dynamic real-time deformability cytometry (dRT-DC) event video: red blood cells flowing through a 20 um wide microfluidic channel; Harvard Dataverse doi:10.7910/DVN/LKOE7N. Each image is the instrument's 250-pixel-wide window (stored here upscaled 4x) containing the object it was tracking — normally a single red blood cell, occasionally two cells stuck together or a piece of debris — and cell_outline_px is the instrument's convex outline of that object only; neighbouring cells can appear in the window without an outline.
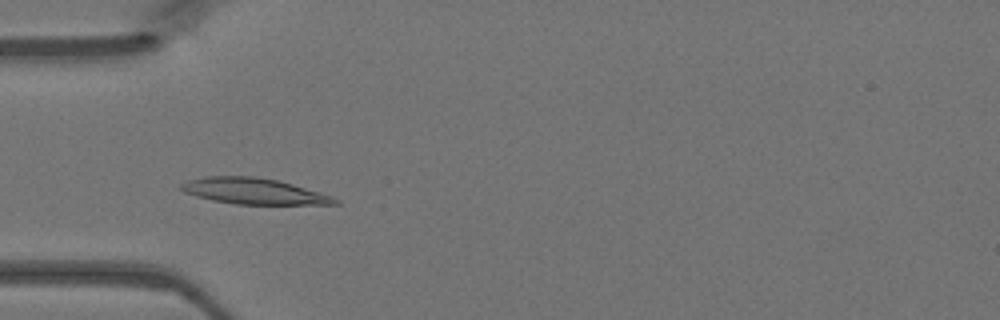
{"species": "Egyptian fruit bat (a non-hibernating species)", "species_latin": "Rousettus aegyptiacus", "temperature_condition": "warm", "stored_images_in_passage": 27, "camera_frame_rate_fps": 3000, "um_per_image_px": 0.085, "animal": {"sex": "female"}, "frame": {"image": 1, "passage_image": 11, "time_ms": 3.333, "image_size_px": [1000, 320], "cell_outline_px": [[340, 204], [236, 204], [212, 200], [196, 196], [184, 192], [180, 188], [180, 184], [188, 180], [204, 176], [252, 176], [276, 180], [292, 184], [320, 192], [332, 196], [340, 200]], "centroid_in_image_um": [21.56, 16.25], "position_along_channel_um": 63.4, "area_um2": 23.18}}
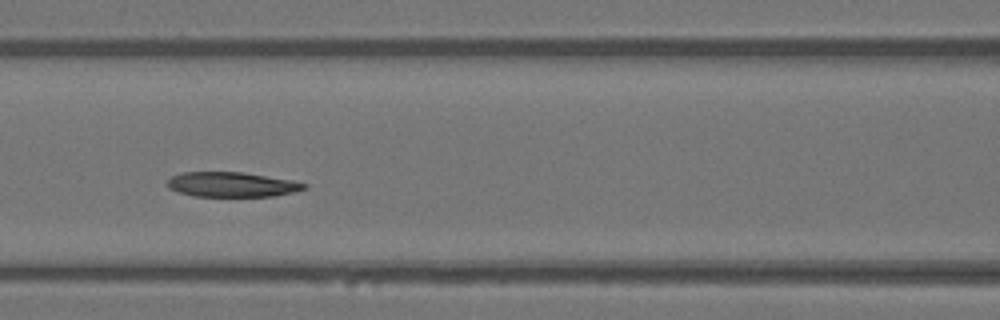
{"frame": {"image": 2, "passage_image": 17, "time_ms": 5.333, "image_size_px": [1000, 320], "cell_outline_px": [[308, 188], [276, 196], [196, 196], [180, 192], [168, 188], [164, 184], [172, 176], [180, 172], [244, 172], [292, 180], [308, 184]], "centroid_in_image_um": [19.7, 15.67], "position_along_channel_um": 146.9, "area_um2": 19.88}}
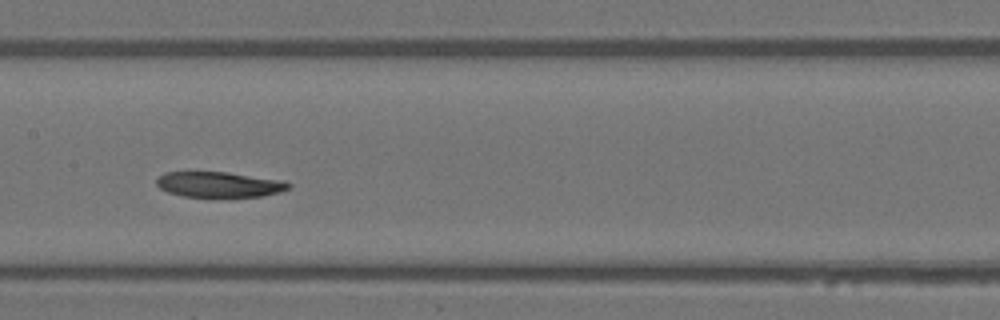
{"frame": {"image": 3, "passage_image": 20, "time_ms": 6.333, "image_size_px": [1000, 320], "cell_outline_px": [[292, 188], [280, 192], [260, 196], [184, 196], [168, 192], [160, 188], [156, 184], [156, 180], [164, 172], [228, 172], [284, 180], [292, 184]], "centroid_in_image_um": [18.67, 15.67], "position_along_channel_um": 188.7, "area_um2": 19.48}}